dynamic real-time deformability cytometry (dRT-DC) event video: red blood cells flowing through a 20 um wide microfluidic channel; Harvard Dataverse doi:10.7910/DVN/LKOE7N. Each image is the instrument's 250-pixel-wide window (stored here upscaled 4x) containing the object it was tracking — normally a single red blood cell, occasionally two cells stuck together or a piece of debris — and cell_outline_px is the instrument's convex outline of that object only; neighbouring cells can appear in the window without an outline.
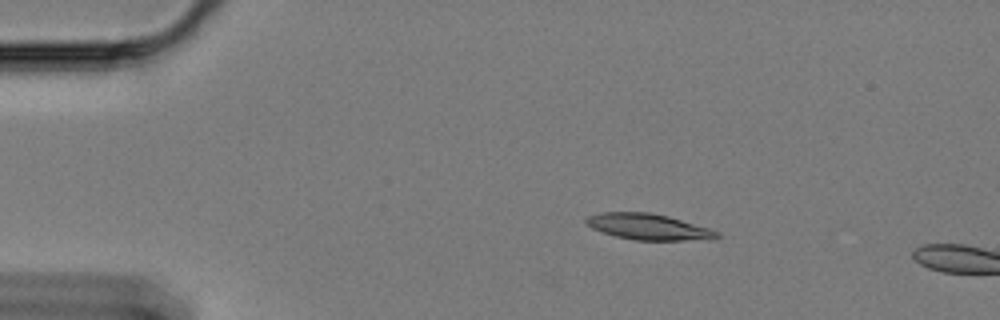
{"species": "Egyptian fruit bat (a non-hibernating species)", "species_latin": "Rousettus aegyptiacus", "temperature_condition": "cold", "stored_images_in_passage": 8, "camera_frame_rate_fps": 3000, "um_per_image_px": 0.085, "animal": {"sex": "female"}, "frame": {"image": 1, "passage_image": 1, "time_ms": 0.0, "image_size_px": [1000, 320], "cell_outline_px": [[720, 236], [716, 240], [636, 240], [616, 236], [592, 228], [584, 220], [588, 216], [600, 212], [648, 212], [668, 216], [708, 228], [720, 232]], "centroid_in_image_um": [55.16, 19.28], "position_along_channel_um": 29.8, "area_um2": 19.77}}